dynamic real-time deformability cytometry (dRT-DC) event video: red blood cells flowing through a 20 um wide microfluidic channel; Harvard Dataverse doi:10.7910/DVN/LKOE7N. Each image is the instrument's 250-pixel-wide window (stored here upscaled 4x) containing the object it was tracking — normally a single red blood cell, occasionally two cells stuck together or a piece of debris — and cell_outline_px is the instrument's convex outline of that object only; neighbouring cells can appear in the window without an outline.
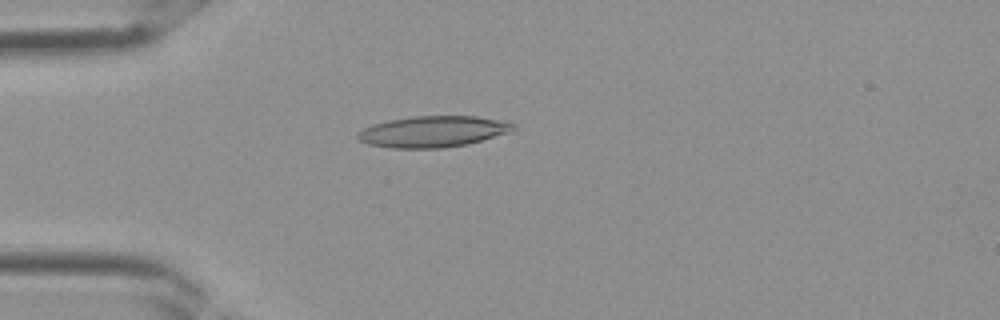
{"species": "Egyptian fruit bat (a non-hibernating species)", "species_latin": "Rousettus aegyptiacus", "temperature_condition": "room temperature", "stored_images_in_passage": 2, "camera_frame_rate_fps": 3000, "um_per_image_px": 0.085, "frame": {"image": 1, "passage_image": 2, "time_ms": 0.333, "image_size_px": [1000, 320], "cell_outline_px": [[516, 128], [508, 132], [468, 144], [444, 148], [392, 148], [368, 144], [360, 140], [356, 136], [356, 132], [372, 124], [388, 120], [416, 116], [476, 116], [516, 124]], "centroid_in_image_um": [36.75, 11.19], "position_along_channel_um": 48.2, "area_um2": 28.09}}